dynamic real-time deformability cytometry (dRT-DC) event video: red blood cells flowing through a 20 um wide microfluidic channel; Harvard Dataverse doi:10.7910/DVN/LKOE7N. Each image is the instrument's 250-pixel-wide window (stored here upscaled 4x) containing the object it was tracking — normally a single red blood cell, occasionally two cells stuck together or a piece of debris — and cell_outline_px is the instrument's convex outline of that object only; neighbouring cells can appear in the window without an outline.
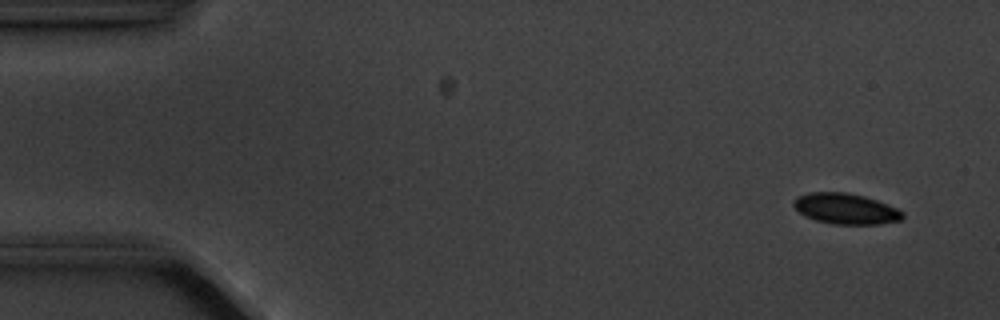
{"species": "common noctule bat (a hibernating species)", "species_latin": "Nyctalus noctula", "temperature_condition": "cold", "stored_images_in_passage": 5, "camera_frame_rate_fps": 3000, "um_per_image_px": 0.085, "animal": {"sex": "male", "body_mass_g": 20.1, "forearm_length_mm": 53.5}, "frame": {"image": 1, "passage_image": 1, "time_ms": 0.0, "image_size_px": [1000, 320], "cell_outline_px": [[904, 216], [900, 220], [880, 224], [832, 224], [816, 220], [800, 212], [792, 204], [792, 200], [796, 196], [808, 192], [848, 192], [864, 196], [876, 200], [896, 208], [904, 212]], "centroid_in_image_um": [71.87, 17.73], "position_along_channel_um": 13.1, "area_um2": 19.48}}